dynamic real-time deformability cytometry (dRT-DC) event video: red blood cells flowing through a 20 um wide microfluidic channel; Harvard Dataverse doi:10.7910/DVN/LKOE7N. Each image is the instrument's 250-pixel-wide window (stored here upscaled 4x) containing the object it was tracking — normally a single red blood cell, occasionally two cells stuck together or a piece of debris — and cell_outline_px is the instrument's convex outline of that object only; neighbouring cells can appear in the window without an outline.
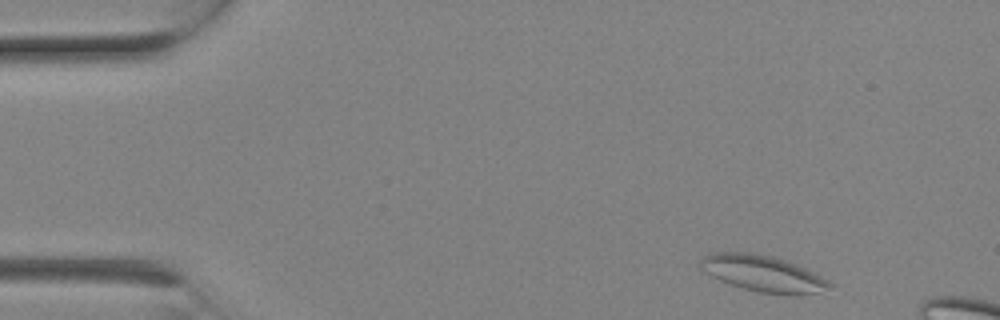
{"species": "Egyptian fruit bat (a non-hibernating species)", "species_latin": "Rousettus aegyptiacus", "temperature_condition": "room temperature", "stored_images_in_passage": 5, "camera_frame_rate_fps": 3000, "um_per_image_px": 0.085, "animal": {"sex": "female"}, "frame": {"image": 1, "passage_image": 1, "time_ms": 0.0, "image_size_px": [1000, 320], "cell_outline_px": [[832, 284], [816, 292], [760, 292], [744, 288], [720, 280], [712, 276], [700, 268], [700, 260], [704, 256], [716, 252], [748, 252], [772, 256], [796, 264], [828, 280]], "centroid_in_image_um": [64.74, 23.19], "position_along_channel_um": 20.3, "area_um2": 25.95}}